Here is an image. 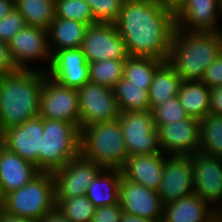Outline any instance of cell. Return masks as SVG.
I'll use <instances>...</instances> for the list:
<instances>
[{
    "label": "cell",
    "mask_w": 222,
    "mask_h": 222,
    "mask_svg": "<svg viewBox=\"0 0 222 222\" xmlns=\"http://www.w3.org/2000/svg\"><path fill=\"white\" fill-rule=\"evenodd\" d=\"M0 222H41V221L35 219L12 217L2 212L0 215Z\"/></svg>",
    "instance_id": "44"
},
{
    "label": "cell",
    "mask_w": 222,
    "mask_h": 222,
    "mask_svg": "<svg viewBox=\"0 0 222 222\" xmlns=\"http://www.w3.org/2000/svg\"><path fill=\"white\" fill-rule=\"evenodd\" d=\"M55 205L54 174L40 172L26 185L3 197L2 212L12 217L41 220Z\"/></svg>",
    "instance_id": "5"
},
{
    "label": "cell",
    "mask_w": 222,
    "mask_h": 222,
    "mask_svg": "<svg viewBox=\"0 0 222 222\" xmlns=\"http://www.w3.org/2000/svg\"><path fill=\"white\" fill-rule=\"evenodd\" d=\"M209 88L222 86V52L216 60L205 70L201 79Z\"/></svg>",
    "instance_id": "37"
},
{
    "label": "cell",
    "mask_w": 222,
    "mask_h": 222,
    "mask_svg": "<svg viewBox=\"0 0 222 222\" xmlns=\"http://www.w3.org/2000/svg\"><path fill=\"white\" fill-rule=\"evenodd\" d=\"M165 155H193L200 149V121L188 118L157 128Z\"/></svg>",
    "instance_id": "19"
},
{
    "label": "cell",
    "mask_w": 222,
    "mask_h": 222,
    "mask_svg": "<svg viewBox=\"0 0 222 222\" xmlns=\"http://www.w3.org/2000/svg\"><path fill=\"white\" fill-rule=\"evenodd\" d=\"M2 201H3V198H2V196L0 194V204H2Z\"/></svg>",
    "instance_id": "48"
},
{
    "label": "cell",
    "mask_w": 222,
    "mask_h": 222,
    "mask_svg": "<svg viewBox=\"0 0 222 222\" xmlns=\"http://www.w3.org/2000/svg\"><path fill=\"white\" fill-rule=\"evenodd\" d=\"M80 48L88 63L129 56L115 24L88 25Z\"/></svg>",
    "instance_id": "13"
},
{
    "label": "cell",
    "mask_w": 222,
    "mask_h": 222,
    "mask_svg": "<svg viewBox=\"0 0 222 222\" xmlns=\"http://www.w3.org/2000/svg\"><path fill=\"white\" fill-rule=\"evenodd\" d=\"M125 59H110L89 63V81L113 88L123 78Z\"/></svg>",
    "instance_id": "31"
},
{
    "label": "cell",
    "mask_w": 222,
    "mask_h": 222,
    "mask_svg": "<svg viewBox=\"0 0 222 222\" xmlns=\"http://www.w3.org/2000/svg\"><path fill=\"white\" fill-rule=\"evenodd\" d=\"M91 8L95 23L115 24L124 0H85Z\"/></svg>",
    "instance_id": "35"
},
{
    "label": "cell",
    "mask_w": 222,
    "mask_h": 222,
    "mask_svg": "<svg viewBox=\"0 0 222 222\" xmlns=\"http://www.w3.org/2000/svg\"><path fill=\"white\" fill-rule=\"evenodd\" d=\"M123 210L120 203L96 208L91 222H120Z\"/></svg>",
    "instance_id": "38"
},
{
    "label": "cell",
    "mask_w": 222,
    "mask_h": 222,
    "mask_svg": "<svg viewBox=\"0 0 222 222\" xmlns=\"http://www.w3.org/2000/svg\"><path fill=\"white\" fill-rule=\"evenodd\" d=\"M217 214L209 204L193 193L163 205L161 222H211Z\"/></svg>",
    "instance_id": "22"
},
{
    "label": "cell",
    "mask_w": 222,
    "mask_h": 222,
    "mask_svg": "<svg viewBox=\"0 0 222 222\" xmlns=\"http://www.w3.org/2000/svg\"><path fill=\"white\" fill-rule=\"evenodd\" d=\"M80 130L88 125L119 118L120 111L113 88L88 81L77 89Z\"/></svg>",
    "instance_id": "10"
},
{
    "label": "cell",
    "mask_w": 222,
    "mask_h": 222,
    "mask_svg": "<svg viewBox=\"0 0 222 222\" xmlns=\"http://www.w3.org/2000/svg\"><path fill=\"white\" fill-rule=\"evenodd\" d=\"M2 213V204H0V215Z\"/></svg>",
    "instance_id": "49"
},
{
    "label": "cell",
    "mask_w": 222,
    "mask_h": 222,
    "mask_svg": "<svg viewBox=\"0 0 222 222\" xmlns=\"http://www.w3.org/2000/svg\"><path fill=\"white\" fill-rule=\"evenodd\" d=\"M55 17L96 24L90 6L85 0H55Z\"/></svg>",
    "instance_id": "33"
},
{
    "label": "cell",
    "mask_w": 222,
    "mask_h": 222,
    "mask_svg": "<svg viewBox=\"0 0 222 222\" xmlns=\"http://www.w3.org/2000/svg\"><path fill=\"white\" fill-rule=\"evenodd\" d=\"M39 116L48 120L67 121L80 129V112L76 89L65 87L44 72Z\"/></svg>",
    "instance_id": "9"
},
{
    "label": "cell",
    "mask_w": 222,
    "mask_h": 222,
    "mask_svg": "<svg viewBox=\"0 0 222 222\" xmlns=\"http://www.w3.org/2000/svg\"><path fill=\"white\" fill-rule=\"evenodd\" d=\"M41 222H71L66 216H64L59 209L55 206L52 210L46 213Z\"/></svg>",
    "instance_id": "41"
},
{
    "label": "cell",
    "mask_w": 222,
    "mask_h": 222,
    "mask_svg": "<svg viewBox=\"0 0 222 222\" xmlns=\"http://www.w3.org/2000/svg\"><path fill=\"white\" fill-rule=\"evenodd\" d=\"M8 47L16 69H36L45 73L48 71L52 60L48 30L26 25L8 42ZM36 62L41 65L34 66Z\"/></svg>",
    "instance_id": "7"
},
{
    "label": "cell",
    "mask_w": 222,
    "mask_h": 222,
    "mask_svg": "<svg viewBox=\"0 0 222 222\" xmlns=\"http://www.w3.org/2000/svg\"><path fill=\"white\" fill-rule=\"evenodd\" d=\"M121 174L120 169L103 168L95 176L85 195L96 208L119 203Z\"/></svg>",
    "instance_id": "24"
},
{
    "label": "cell",
    "mask_w": 222,
    "mask_h": 222,
    "mask_svg": "<svg viewBox=\"0 0 222 222\" xmlns=\"http://www.w3.org/2000/svg\"><path fill=\"white\" fill-rule=\"evenodd\" d=\"M14 8V0H0V20L9 14Z\"/></svg>",
    "instance_id": "42"
},
{
    "label": "cell",
    "mask_w": 222,
    "mask_h": 222,
    "mask_svg": "<svg viewBox=\"0 0 222 222\" xmlns=\"http://www.w3.org/2000/svg\"><path fill=\"white\" fill-rule=\"evenodd\" d=\"M14 6L26 25L48 30L55 19V0H14Z\"/></svg>",
    "instance_id": "28"
},
{
    "label": "cell",
    "mask_w": 222,
    "mask_h": 222,
    "mask_svg": "<svg viewBox=\"0 0 222 222\" xmlns=\"http://www.w3.org/2000/svg\"><path fill=\"white\" fill-rule=\"evenodd\" d=\"M118 119L129 155L163 153L151 110L120 112Z\"/></svg>",
    "instance_id": "8"
},
{
    "label": "cell",
    "mask_w": 222,
    "mask_h": 222,
    "mask_svg": "<svg viewBox=\"0 0 222 222\" xmlns=\"http://www.w3.org/2000/svg\"><path fill=\"white\" fill-rule=\"evenodd\" d=\"M40 172L54 173L80 154V129L67 121L43 119Z\"/></svg>",
    "instance_id": "6"
},
{
    "label": "cell",
    "mask_w": 222,
    "mask_h": 222,
    "mask_svg": "<svg viewBox=\"0 0 222 222\" xmlns=\"http://www.w3.org/2000/svg\"><path fill=\"white\" fill-rule=\"evenodd\" d=\"M209 113L222 115V86L210 88Z\"/></svg>",
    "instance_id": "40"
},
{
    "label": "cell",
    "mask_w": 222,
    "mask_h": 222,
    "mask_svg": "<svg viewBox=\"0 0 222 222\" xmlns=\"http://www.w3.org/2000/svg\"><path fill=\"white\" fill-rule=\"evenodd\" d=\"M211 222H222V215L218 213Z\"/></svg>",
    "instance_id": "45"
},
{
    "label": "cell",
    "mask_w": 222,
    "mask_h": 222,
    "mask_svg": "<svg viewBox=\"0 0 222 222\" xmlns=\"http://www.w3.org/2000/svg\"><path fill=\"white\" fill-rule=\"evenodd\" d=\"M46 74L55 82L77 90L89 81V63L81 48L61 49L52 54Z\"/></svg>",
    "instance_id": "18"
},
{
    "label": "cell",
    "mask_w": 222,
    "mask_h": 222,
    "mask_svg": "<svg viewBox=\"0 0 222 222\" xmlns=\"http://www.w3.org/2000/svg\"><path fill=\"white\" fill-rule=\"evenodd\" d=\"M55 206L71 222H91L96 210V207L86 195L72 198H56Z\"/></svg>",
    "instance_id": "32"
},
{
    "label": "cell",
    "mask_w": 222,
    "mask_h": 222,
    "mask_svg": "<svg viewBox=\"0 0 222 222\" xmlns=\"http://www.w3.org/2000/svg\"><path fill=\"white\" fill-rule=\"evenodd\" d=\"M220 5H221V18H222V0H220Z\"/></svg>",
    "instance_id": "47"
},
{
    "label": "cell",
    "mask_w": 222,
    "mask_h": 222,
    "mask_svg": "<svg viewBox=\"0 0 222 222\" xmlns=\"http://www.w3.org/2000/svg\"><path fill=\"white\" fill-rule=\"evenodd\" d=\"M153 120L156 128L160 125L167 123L180 122L181 120H186L189 118L188 114L185 112L181 106L178 96H175L169 101L155 106L152 110Z\"/></svg>",
    "instance_id": "34"
},
{
    "label": "cell",
    "mask_w": 222,
    "mask_h": 222,
    "mask_svg": "<svg viewBox=\"0 0 222 222\" xmlns=\"http://www.w3.org/2000/svg\"><path fill=\"white\" fill-rule=\"evenodd\" d=\"M103 168L81 154L56 170L55 192L56 198H72L86 194L90 183Z\"/></svg>",
    "instance_id": "16"
},
{
    "label": "cell",
    "mask_w": 222,
    "mask_h": 222,
    "mask_svg": "<svg viewBox=\"0 0 222 222\" xmlns=\"http://www.w3.org/2000/svg\"><path fill=\"white\" fill-rule=\"evenodd\" d=\"M17 70L13 64L8 43L0 40V76Z\"/></svg>",
    "instance_id": "39"
},
{
    "label": "cell",
    "mask_w": 222,
    "mask_h": 222,
    "mask_svg": "<svg viewBox=\"0 0 222 222\" xmlns=\"http://www.w3.org/2000/svg\"><path fill=\"white\" fill-rule=\"evenodd\" d=\"M44 72L17 69L0 76V133L39 116Z\"/></svg>",
    "instance_id": "2"
},
{
    "label": "cell",
    "mask_w": 222,
    "mask_h": 222,
    "mask_svg": "<svg viewBox=\"0 0 222 222\" xmlns=\"http://www.w3.org/2000/svg\"><path fill=\"white\" fill-rule=\"evenodd\" d=\"M40 171L19 155L0 146V194L2 198L11 191L20 189Z\"/></svg>",
    "instance_id": "21"
},
{
    "label": "cell",
    "mask_w": 222,
    "mask_h": 222,
    "mask_svg": "<svg viewBox=\"0 0 222 222\" xmlns=\"http://www.w3.org/2000/svg\"><path fill=\"white\" fill-rule=\"evenodd\" d=\"M222 52V31L175 29L167 62L182 80H201L205 70Z\"/></svg>",
    "instance_id": "3"
},
{
    "label": "cell",
    "mask_w": 222,
    "mask_h": 222,
    "mask_svg": "<svg viewBox=\"0 0 222 222\" xmlns=\"http://www.w3.org/2000/svg\"><path fill=\"white\" fill-rule=\"evenodd\" d=\"M80 154L105 169H121L129 157L119 119L80 130Z\"/></svg>",
    "instance_id": "4"
},
{
    "label": "cell",
    "mask_w": 222,
    "mask_h": 222,
    "mask_svg": "<svg viewBox=\"0 0 222 222\" xmlns=\"http://www.w3.org/2000/svg\"><path fill=\"white\" fill-rule=\"evenodd\" d=\"M164 1L174 4L176 0H164Z\"/></svg>",
    "instance_id": "46"
},
{
    "label": "cell",
    "mask_w": 222,
    "mask_h": 222,
    "mask_svg": "<svg viewBox=\"0 0 222 222\" xmlns=\"http://www.w3.org/2000/svg\"><path fill=\"white\" fill-rule=\"evenodd\" d=\"M164 62L153 57L128 56L124 62L123 78L149 90L156 70Z\"/></svg>",
    "instance_id": "29"
},
{
    "label": "cell",
    "mask_w": 222,
    "mask_h": 222,
    "mask_svg": "<svg viewBox=\"0 0 222 222\" xmlns=\"http://www.w3.org/2000/svg\"><path fill=\"white\" fill-rule=\"evenodd\" d=\"M177 96L190 118L201 121L209 113L210 88L201 80H182Z\"/></svg>",
    "instance_id": "25"
},
{
    "label": "cell",
    "mask_w": 222,
    "mask_h": 222,
    "mask_svg": "<svg viewBox=\"0 0 222 222\" xmlns=\"http://www.w3.org/2000/svg\"><path fill=\"white\" fill-rule=\"evenodd\" d=\"M176 28L186 31L220 32V0H176Z\"/></svg>",
    "instance_id": "12"
},
{
    "label": "cell",
    "mask_w": 222,
    "mask_h": 222,
    "mask_svg": "<svg viewBox=\"0 0 222 222\" xmlns=\"http://www.w3.org/2000/svg\"><path fill=\"white\" fill-rule=\"evenodd\" d=\"M199 152L222 158V115L208 113L200 121Z\"/></svg>",
    "instance_id": "30"
},
{
    "label": "cell",
    "mask_w": 222,
    "mask_h": 222,
    "mask_svg": "<svg viewBox=\"0 0 222 222\" xmlns=\"http://www.w3.org/2000/svg\"><path fill=\"white\" fill-rule=\"evenodd\" d=\"M119 203L124 213L140 218L162 220L163 203L159 194L121 174Z\"/></svg>",
    "instance_id": "17"
},
{
    "label": "cell",
    "mask_w": 222,
    "mask_h": 222,
    "mask_svg": "<svg viewBox=\"0 0 222 222\" xmlns=\"http://www.w3.org/2000/svg\"><path fill=\"white\" fill-rule=\"evenodd\" d=\"M87 26L79 21L55 17L48 28L51 54L61 49L80 48Z\"/></svg>",
    "instance_id": "23"
},
{
    "label": "cell",
    "mask_w": 222,
    "mask_h": 222,
    "mask_svg": "<svg viewBox=\"0 0 222 222\" xmlns=\"http://www.w3.org/2000/svg\"><path fill=\"white\" fill-rule=\"evenodd\" d=\"M120 222H160V221L151 220L147 218H140L123 212L121 215Z\"/></svg>",
    "instance_id": "43"
},
{
    "label": "cell",
    "mask_w": 222,
    "mask_h": 222,
    "mask_svg": "<svg viewBox=\"0 0 222 222\" xmlns=\"http://www.w3.org/2000/svg\"><path fill=\"white\" fill-rule=\"evenodd\" d=\"M182 79L175 69L165 61L155 72L148 90L150 110L178 95Z\"/></svg>",
    "instance_id": "26"
},
{
    "label": "cell",
    "mask_w": 222,
    "mask_h": 222,
    "mask_svg": "<svg viewBox=\"0 0 222 222\" xmlns=\"http://www.w3.org/2000/svg\"><path fill=\"white\" fill-rule=\"evenodd\" d=\"M25 26V19L14 8L0 20V40L8 43Z\"/></svg>",
    "instance_id": "36"
},
{
    "label": "cell",
    "mask_w": 222,
    "mask_h": 222,
    "mask_svg": "<svg viewBox=\"0 0 222 222\" xmlns=\"http://www.w3.org/2000/svg\"><path fill=\"white\" fill-rule=\"evenodd\" d=\"M43 118L37 116L0 133L2 146L34 164L38 169L43 137Z\"/></svg>",
    "instance_id": "15"
},
{
    "label": "cell",
    "mask_w": 222,
    "mask_h": 222,
    "mask_svg": "<svg viewBox=\"0 0 222 222\" xmlns=\"http://www.w3.org/2000/svg\"><path fill=\"white\" fill-rule=\"evenodd\" d=\"M115 27L129 56L168 60L176 29L172 3L164 0H124Z\"/></svg>",
    "instance_id": "1"
},
{
    "label": "cell",
    "mask_w": 222,
    "mask_h": 222,
    "mask_svg": "<svg viewBox=\"0 0 222 222\" xmlns=\"http://www.w3.org/2000/svg\"><path fill=\"white\" fill-rule=\"evenodd\" d=\"M194 193L216 212L222 211V158L197 152L191 155Z\"/></svg>",
    "instance_id": "11"
},
{
    "label": "cell",
    "mask_w": 222,
    "mask_h": 222,
    "mask_svg": "<svg viewBox=\"0 0 222 222\" xmlns=\"http://www.w3.org/2000/svg\"><path fill=\"white\" fill-rule=\"evenodd\" d=\"M157 193L163 205L194 193L191 155H166Z\"/></svg>",
    "instance_id": "14"
},
{
    "label": "cell",
    "mask_w": 222,
    "mask_h": 222,
    "mask_svg": "<svg viewBox=\"0 0 222 222\" xmlns=\"http://www.w3.org/2000/svg\"><path fill=\"white\" fill-rule=\"evenodd\" d=\"M114 96L120 112H137L150 110L148 90L145 86H136L122 78L113 87Z\"/></svg>",
    "instance_id": "27"
},
{
    "label": "cell",
    "mask_w": 222,
    "mask_h": 222,
    "mask_svg": "<svg viewBox=\"0 0 222 222\" xmlns=\"http://www.w3.org/2000/svg\"><path fill=\"white\" fill-rule=\"evenodd\" d=\"M165 157L164 153L129 155L120 170L127 179L158 192L163 180Z\"/></svg>",
    "instance_id": "20"
}]
</instances>
